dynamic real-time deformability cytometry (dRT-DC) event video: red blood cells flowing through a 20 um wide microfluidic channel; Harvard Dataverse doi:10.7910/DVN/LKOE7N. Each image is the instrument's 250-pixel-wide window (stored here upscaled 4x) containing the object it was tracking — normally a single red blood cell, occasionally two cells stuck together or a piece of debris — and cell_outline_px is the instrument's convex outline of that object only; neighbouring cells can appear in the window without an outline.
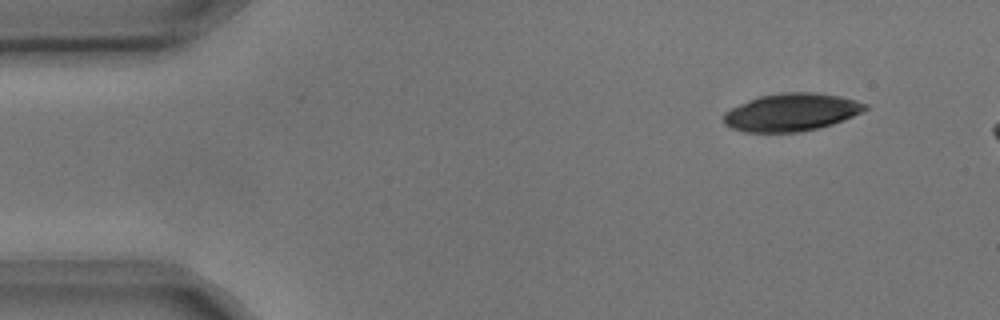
{"species": "common noctule bat (a hibernating species)", "species_latin": "Nyctalus noctula", "temperature_condition": "cold", "stored_images_in_passage": 5, "camera_frame_rate_fps": 3000, "um_per_image_px": 0.085, "animal": {"sex": "male", "body_mass_g": 17.9, "forearm_length_mm": 54.2}, "frame": {"image": 1, "passage_image": 1, "time_ms": 0.0, "image_size_px": [1000, 320], "cell_outline_px": [[868, 108], [844, 120], [832, 124], [800, 132], [744, 132], [732, 128], [724, 124], [724, 112], [748, 100], [760, 96], [780, 92], [812, 92], [840, 96], [856, 100], [868, 104]], "centroid_in_image_um": [67.26, 9.54], "position_along_channel_um": 17.7, "area_um2": 30.98}}